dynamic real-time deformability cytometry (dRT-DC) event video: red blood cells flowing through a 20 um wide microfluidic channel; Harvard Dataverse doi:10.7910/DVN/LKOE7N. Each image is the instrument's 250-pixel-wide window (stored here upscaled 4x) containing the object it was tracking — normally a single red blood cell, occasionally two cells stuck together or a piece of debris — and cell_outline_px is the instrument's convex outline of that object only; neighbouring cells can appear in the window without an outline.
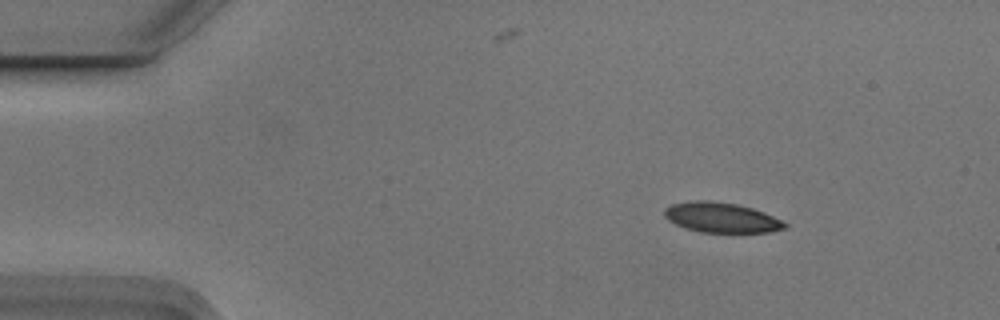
{"species": "Egyptian fruit bat (a non-hibernating species)", "species_latin": "Rousettus aegyptiacus", "temperature_condition": "cold", "stored_images_in_passage": 6, "camera_frame_rate_fps": 3000, "um_per_image_px": 0.085, "animal": {"sex": "male"}, "frame": {"image": 1, "passage_image": 1, "time_ms": 0.0, "image_size_px": [1000, 320], "cell_outline_px": [[788, 224], [784, 228], [768, 232], [700, 232], [684, 228], [668, 220], [664, 216], [664, 208], [672, 204], [692, 200], [708, 200], [736, 204], [752, 208], [764, 212]], "centroid_in_image_um": [61.26, 18.48], "position_along_channel_um": 23.7, "area_um2": 20.98}}
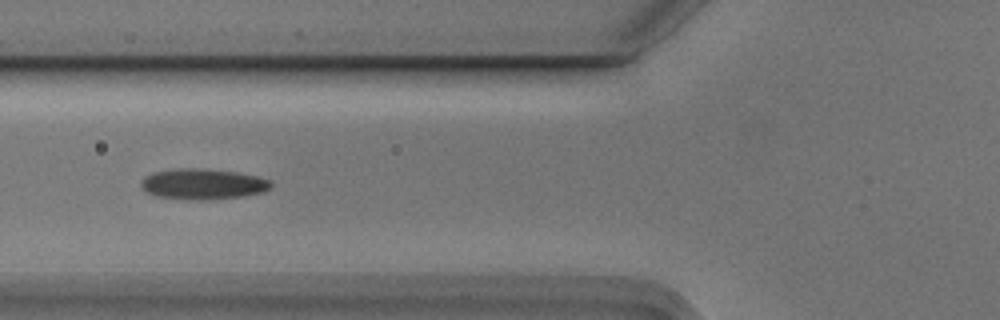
{"frame": {"image": 2, "passage_image": 4, "time_ms": 1.0, "image_size_px": [1000, 320], "cell_outline_px": [[272, 188], [264, 192], [244, 196], [208, 200], [196, 200], [156, 196], [144, 192], [140, 188], [140, 180], [144, 176], [152, 172], [176, 168], [196, 168], [236, 172], [256, 176], [268, 180], [272, 184]], "centroid_in_image_um": [17.19, 15.65], "position_along_channel_um": 108.6, "area_um2": 23.47}}
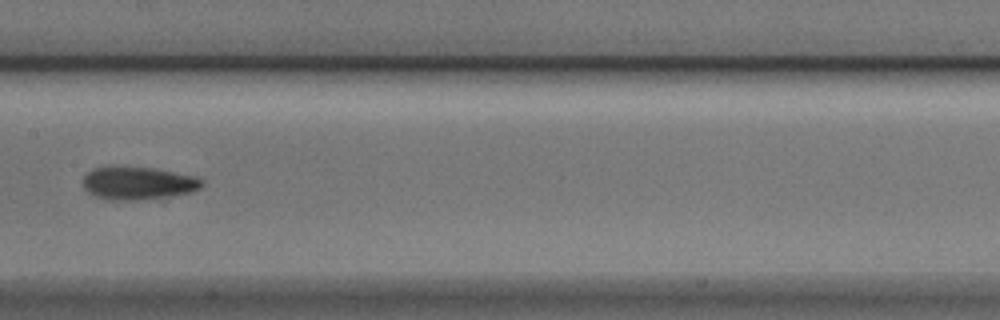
{"frame": {"image": 3, "passage_image": 6, "time_ms": 1.667, "image_size_px": [1000, 320], "cell_outline_px": [[204, 184], [200, 188], [192, 192], [172, 196], [136, 200], [104, 200], [88, 192], [84, 188], [84, 176], [92, 168], [156, 168], [196, 176], [204, 180]], "centroid_in_image_um": [11.79, 15.59], "position_along_channel_um": 195.6, "area_um2": 22.66}}